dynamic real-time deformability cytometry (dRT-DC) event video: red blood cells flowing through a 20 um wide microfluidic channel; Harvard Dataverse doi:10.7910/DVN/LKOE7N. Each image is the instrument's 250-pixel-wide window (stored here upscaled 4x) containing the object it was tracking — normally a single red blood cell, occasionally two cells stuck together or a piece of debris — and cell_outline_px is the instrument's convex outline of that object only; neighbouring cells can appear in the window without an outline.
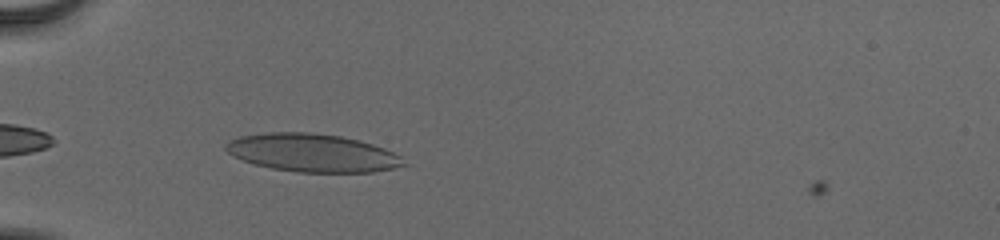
{"species": "human", "species_latin": "Homo sapiens", "temperature_condition": "cold", "stored_images_in_passage": 35, "camera_frame_rate_fps": 3000, "um_per_image_px": 0.085, "donor": {"sex": "male"}, "frame": {"image": 1, "passage_image": 2, "time_ms": 0.333, "image_size_px": [1000, 240], "cell_outline_px": [[408, 164], [392, 168], [372, 172], [300, 172], [272, 168], [256, 164], [232, 156], [224, 148], [232, 140], [240, 136], [264, 132], [308, 132], [340, 136], [360, 140], [384, 148], [400, 156]], "centroid_in_image_um": [26.56, 12.98], "position_along_channel_um": 58.4, "area_um2": 39.13}}
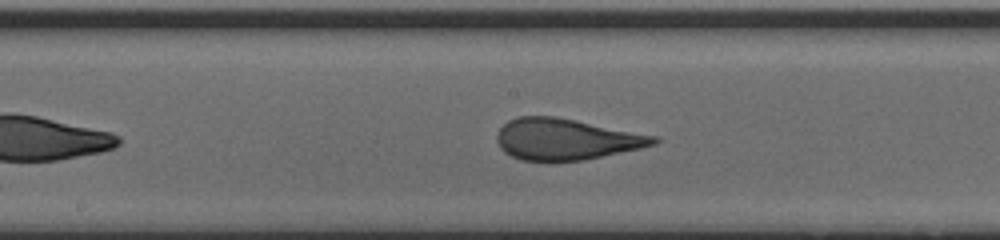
{"frame": {"image": 2, "passage_image": 14, "time_ms": 4.333, "image_size_px": [1000, 240], "cell_outline_px": [[660, 140], [656, 144], [640, 148], [584, 160], [520, 160], [504, 152], [500, 148], [496, 140], [496, 136], [500, 128], [508, 120], [516, 116], [552, 116], [576, 120], [660, 136]], "centroid_in_image_um": [48.12, 11.82], "position_along_channel_um": 200.1, "area_um2": 37.69}}
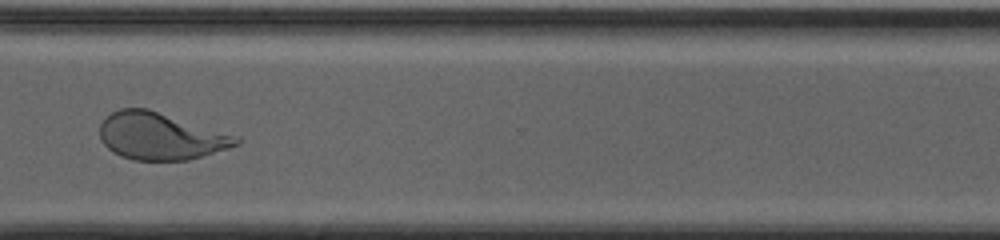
{"frame": {"image": 3, "passage_image": 26, "time_ms": 8.333, "image_size_px": [1000, 240], "cell_outline_px": [[240, 144], [228, 148], [188, 160], [132, 160], [120, 156], [112, 152], [100, 140], [100, 124], [112, 112], [120, 108], [148, 108], [240, 136]], "centroid_in_image_um": [13.65, 11.57], "position_along_channel_um": 356.9, "area_um2": 37.63}, "authors_computed_cell_mechanics": {"area_um2": 38.2636, "velocity_mm_per_s": 3.9069, "shape_relaxation_time_tau1_ms": 7.9177, "shape_relaxation_time_tau2_ms": null, "deformation_change_tau1": 0.2395, "deformation_change_tau2": null}}